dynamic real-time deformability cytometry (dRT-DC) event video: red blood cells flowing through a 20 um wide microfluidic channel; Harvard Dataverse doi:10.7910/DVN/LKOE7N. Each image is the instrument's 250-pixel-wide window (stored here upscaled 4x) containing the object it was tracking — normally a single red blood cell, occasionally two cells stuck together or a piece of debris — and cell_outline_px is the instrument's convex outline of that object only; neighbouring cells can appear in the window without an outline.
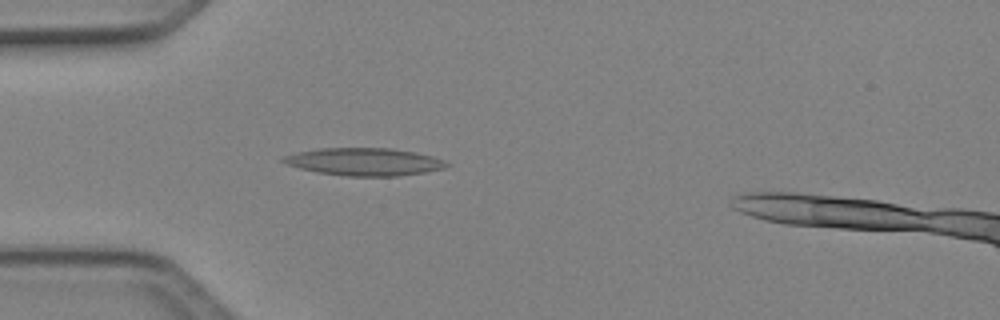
{"species": "Egyptian fruit bat (a non-hibernating species)", "species_latin": "Rousettus aegyptiacus", "temperature_condition": "cold", "stored_images_in_passage": 3, "camera_frame_rate_fps": 3000, "um_per_image_px": 0.085, "animal": {"sex": "female"}, "frame": {"image": 1, "passage_image": 3, "time_ms": 0.667, "image_size_px": [1000, 320], "cell_outline_px": [[452, 164], [444, 168], [424, 172], [400, 176], [348, 176], [316, 172], [300, 168], [288, 164], [280, 160], [284, 156], [296, 152], [320, 148], [392, 148], [416, 152], [432, 156], [444, 160]], "centroid_in_image_um": [31.0, 13.74], "position_along_channel_um": 54.0, "area_um2": 26.3}}